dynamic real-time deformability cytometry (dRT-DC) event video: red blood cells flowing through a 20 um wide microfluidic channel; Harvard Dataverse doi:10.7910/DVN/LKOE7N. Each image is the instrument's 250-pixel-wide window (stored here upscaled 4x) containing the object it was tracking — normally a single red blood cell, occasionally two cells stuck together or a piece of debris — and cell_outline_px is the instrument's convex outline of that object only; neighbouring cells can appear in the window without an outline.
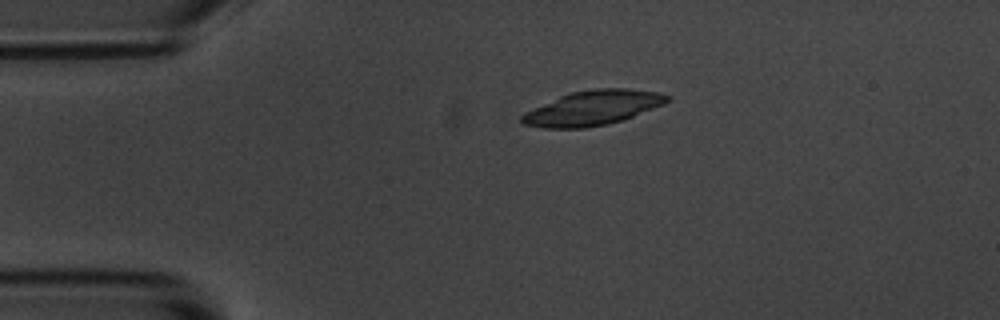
{"species": "common noctule bat (a hibernating species)", "species_latin": "Nyctalus noctula", "temperature_condition": "room temperature", "stored_images_in_passage": 2, "camera_frame_rate_fps": 3000, "um_per_image_px": 0.085, "animal": {"sex": "male", "body_mass_g": 20.1, "forearm_length_mm": 53.5}, "frame": {"image": 1, "passage_image": 1, "time_ms": 0.0, "image_size_px": [1000, 320], "cell_outline_px": [[672, 100], [664, 104], [624, 120], [608, 124], [584, 128], [544, 128], [524, 124], [520, 120], [520, 116], [524, 112], [560, 96], [572, 92], [592, 88], [628, 88], [660, 92], [672, 96]], "centroid_in_image_um": [50.44, 9.16], "position_along_channel_um": 34.6, "area_um2": 29.59}}